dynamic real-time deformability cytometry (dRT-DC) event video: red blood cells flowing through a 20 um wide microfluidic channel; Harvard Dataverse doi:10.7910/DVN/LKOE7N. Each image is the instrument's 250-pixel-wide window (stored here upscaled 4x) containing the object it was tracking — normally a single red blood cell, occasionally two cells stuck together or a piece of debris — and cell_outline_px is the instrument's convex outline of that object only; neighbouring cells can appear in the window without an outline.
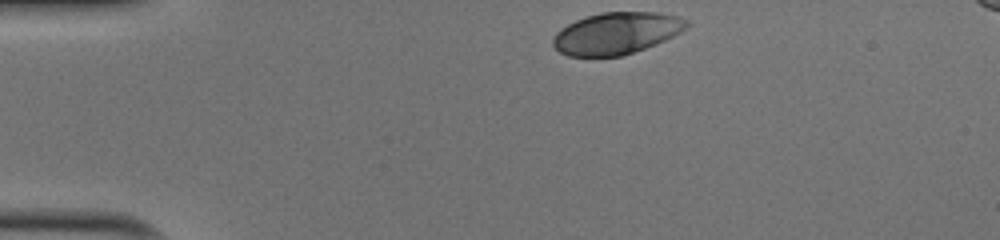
{"species": "human", "species_latin": "Homo sapiens", "temperature_condition": "cold", "stored_images_in_passage": 32, "camera_frame_rate_fps": 3000, "um_per_image_px": 0.085, "donor": {"sex": "male"}, "frame": {"image": 1, "passage_image": 1, "time_ms": 0.0, "image_size_px": [1000, 240], "cell_outline_px": [[688, 24], [680, 32], [656, 44], [620, 56], [568, 56], [560, 52], [552, 44], [552, 40], [556, 32], [560, 28], [576, 20], [600, 12], [660, 12], [676, 16], [688, 20]], "centroid_in_image_um": [52.37, 2.82], "position_along_channel_um": 32.6, "area_um2": 32.31}}
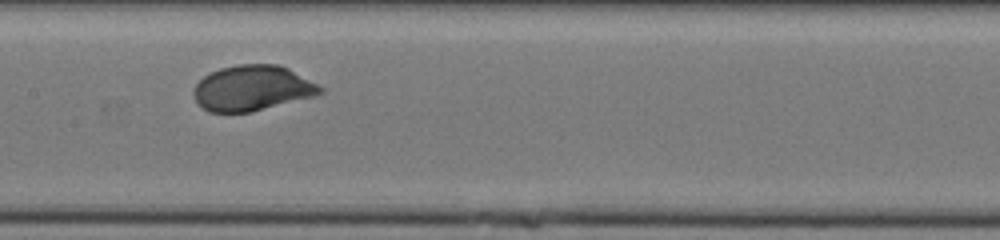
{"frame": {"image": 2, "passage_image": 17, "time_ms": 5.333, "image_size_px": [1000, 240], "cell_outline_px": [[324, 92], [312, 96], [248, 112], [208, 112], [196, 100], [192, 92], [196, 84], [204, 76], [220, 68], [240, 64], [276, 64], [288, 68], [320, 84], [324, 88]], "centroid_in_image_um": [21.45, 7.47], "position_along_channel_um": 185.9, "area_um2": 33.12}}
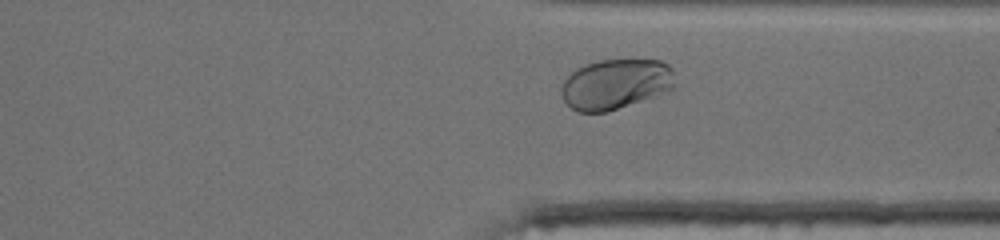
{"frame": {"image": 3, "passage_image": 30, "time_ms": 9.667, "image_size_px": [1000, 240], "cell_outline_px": [[672, 88], [652, 96], [608, 112], [576, 112], [564, 100], [560, 92], [560, 88], [564, 80], [576, 68], [600, 60], [660, 60], [668, 64], [672, 68]], "centroid_in_image_um": [52.26, 7.15], "position_along_channel_um": 359.1, "area_um2": 32.77}, "authors_computed_cell_mechanics": {"area_um2": 33.1483, "velocity_mm_per_s": 3.9833, "shape_relaxation_time_tau1_ms": 2.5685, "shape_relaxation_time_tau2_ms": null, "deformation_change_tau1": 0.1413, "deformation_change_tau2": null}}